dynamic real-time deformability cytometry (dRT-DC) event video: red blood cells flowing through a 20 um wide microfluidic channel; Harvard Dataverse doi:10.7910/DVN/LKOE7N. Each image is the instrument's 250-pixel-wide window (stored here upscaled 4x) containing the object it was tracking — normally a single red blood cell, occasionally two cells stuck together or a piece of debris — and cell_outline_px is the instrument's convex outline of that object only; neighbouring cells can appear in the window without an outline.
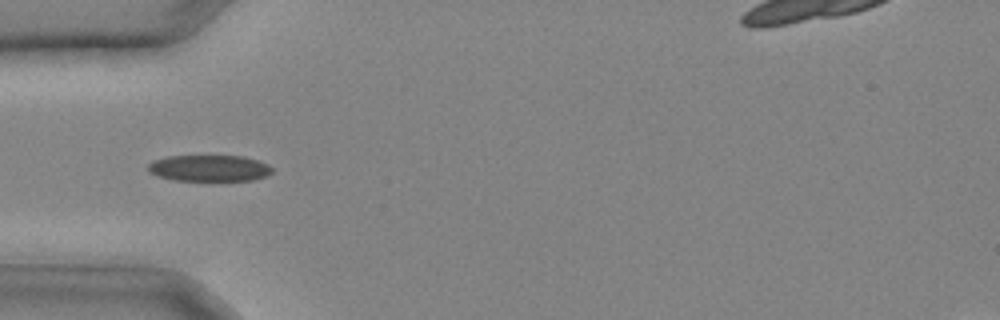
{"species": "common noctule bat (a hibernating species)", "species_latin": "Nyctalus noctula", "temperature_condition": "cold", "stored_images_in_passage": 24, "segment_of_instrument_passage": [1, 2], "camera_frame_rate_fps": 3000, "um_per_image_px": 0.085, "animal": {"sex": "male", "body_mass_g": 20.4}, "frame": {"image": 1, "passage_image": 1, "time_ms": 0.0, "image_size_px": [1000, 320], "cell_outline_px": [[272, 172], [264, 176], [252, 180], [176, 180], [156, 176], [148, 172], [148, 164], [152, 160], [164, 156], [240, 156], [256, 160], [268, 164], [272, 168]], "centroid_in_image_um": [17.72, 14.29], "position_along_channel_um": 67.3, "area_um2": 18.96}}
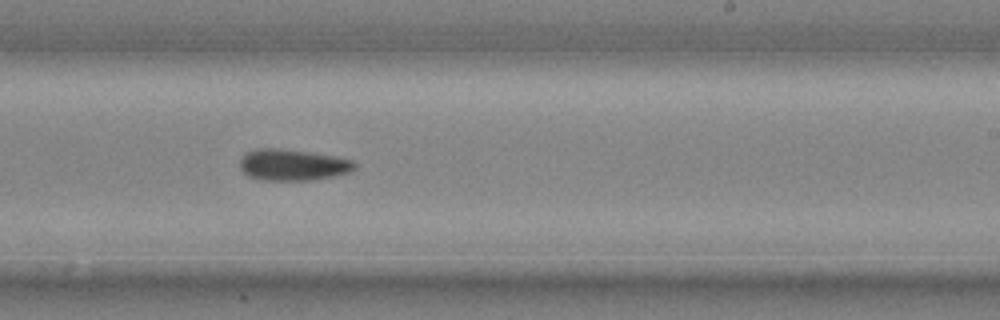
{"frame": {"image": 2, "passage_image": 11, "time_ms": 3.333, "image_size_px": [1000, 320], "cell_outline_px": [[356, 168], [348, 172], [332, 176], [312, 180], [264, 180], [248, 176], [240, 168], [240, 156], [256, 148], [280, 148], [308, 152], [332, 156], [352, 160], [356, 164]], "centroid_in_image_um": [24.84, 14.01], "position_along_channel_um": 264.2, "area_um2": 20.81}}
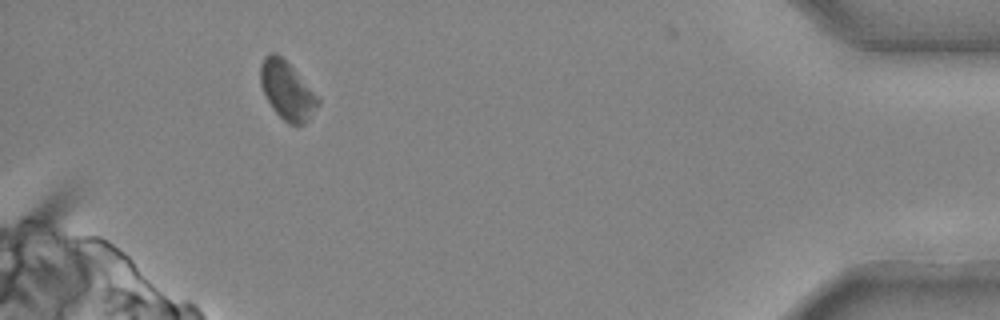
{"frame": {"image": 3, "passage_image": 21, "time_ms": 6.667, "image_size_px": [1000, 320], "cell_outline_px": [[320, 104], [308, 120], [304, 124], [288, 124], [272, 108], [260, 84], [260, 64], [264, 56], [268, 52], [276, 52], [320, 96]], "centroid_in_image_um": [24.41, 7.68], "position_along_channel_um": 410.8, "area_um2": 19.48}}